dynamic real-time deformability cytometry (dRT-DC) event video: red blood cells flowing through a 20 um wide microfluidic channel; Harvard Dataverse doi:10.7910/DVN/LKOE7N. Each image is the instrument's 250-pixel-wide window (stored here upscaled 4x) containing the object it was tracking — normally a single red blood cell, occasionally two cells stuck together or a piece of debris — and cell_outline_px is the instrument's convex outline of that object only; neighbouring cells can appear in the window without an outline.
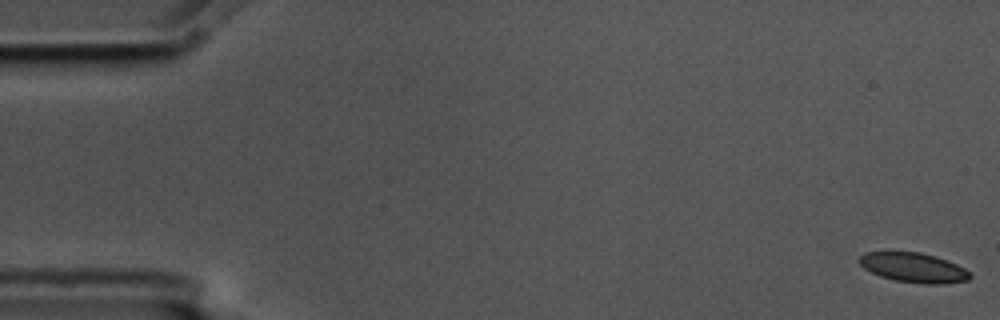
{"species": "common noctule bat (a hibernating species)", "species_latin": "Nyctalus noctula", "temperature_condition": "cold", "stored_images_in_passage": 7, "camera_frame_rate_fps": 3000, "um_per_image_px": 0.085, "animal": {"sex": "male", "body_mass_g": 17.5, "forearm_length_mm": 52.3}, "frame": {"image": 1, "passage_image": 1, "time_ms": 0.0, "image_size_px": [1000, 320], "cell_outline_px": [[972, 276], [968, 280], [940, 284], [924, 284], [896, 280], [880, 276], [864, 268], [860, 264], [860, 256], [864, 252], [884, 248], [920, 252], [936, 256], [956, 264], [972, 272]], "centroid_in_image_um": [77.6, 22.69], "position_along_channel_um": 7.4, "area_um2": 19.83}}
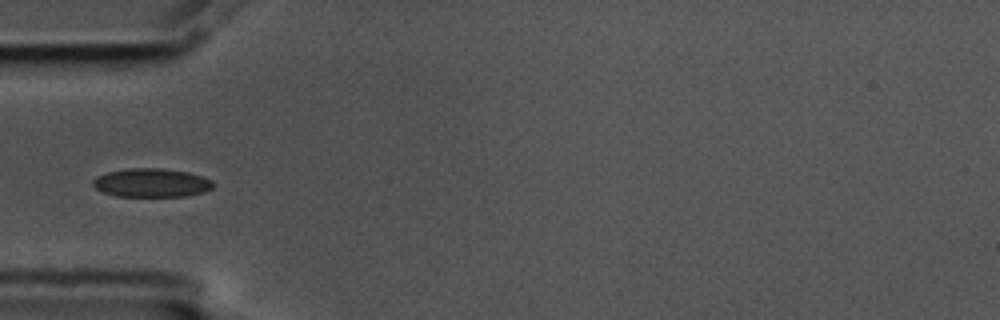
{"frame": {"image": 2, "passage_image": 5, "time_ms": 1.333, "image_size_px": [1000, 320], "cell_outline_px": [[212, 188], [204, 192], [184, 196], [116, 196], [104, 192], [96, 188], [92, 184], [92, 180], [96, 176], [108, 172], [128, 168], [164, 168], [188, 172], [212, 180]], "centroid_in_image_um": [12.86, 15.53], "position_along_channel_um": 72.1, "area_um2": 20.0}}